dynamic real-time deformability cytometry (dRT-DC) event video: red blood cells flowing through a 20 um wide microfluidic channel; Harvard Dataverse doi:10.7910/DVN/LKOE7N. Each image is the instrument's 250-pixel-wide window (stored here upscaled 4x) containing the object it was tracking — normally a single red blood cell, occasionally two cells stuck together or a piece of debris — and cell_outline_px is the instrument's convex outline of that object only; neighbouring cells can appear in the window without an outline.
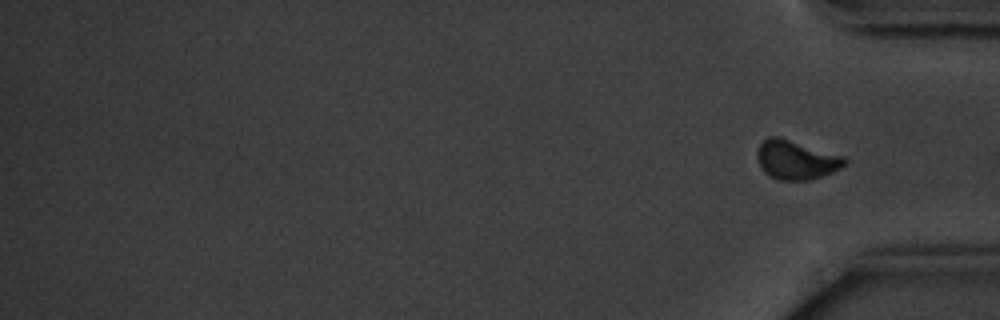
{"species": "common noctule bat (a hibernating species)", "species_latin": "Nyctalus noctula", "temperature_condition": "cold", "stored_images_in_passage": 16, "camera_frame_rate_fps": 3000, "um_per_image_px": 0.085, "animal": {"sex": "male", "body_mass_g": 20.1, "forearm_length_mm": 53.5}, "frame": {"image": 1, "passage_image": 16, "time_ms": 19.333, "image_size_px": [1000, 320], "cell_outline_px": [[848, 164], [832, 172], [808, 180], [780, 180], [768, 176], [760, 168], [756, 156], [756, 152], [760, 144], [768, 136], [776, 136], [844, 156], [848, 160]], "centroid_in_image_um": [67.65, 13.6], "position_along_channel_um": 367.6, "area_um2": 19.88}, "authors_computed_cell_mechanics": {"area_um2": 19.7676, "velocity_mm_per_s": 3.5425, "shape_relaxation_time_tau1_ms": 1.895, "shape_relaxation_time_tau2_ms": 2.8543, "deformation_change_tau1": 0.1192, "deformation_change_tau2": 0.0856}}